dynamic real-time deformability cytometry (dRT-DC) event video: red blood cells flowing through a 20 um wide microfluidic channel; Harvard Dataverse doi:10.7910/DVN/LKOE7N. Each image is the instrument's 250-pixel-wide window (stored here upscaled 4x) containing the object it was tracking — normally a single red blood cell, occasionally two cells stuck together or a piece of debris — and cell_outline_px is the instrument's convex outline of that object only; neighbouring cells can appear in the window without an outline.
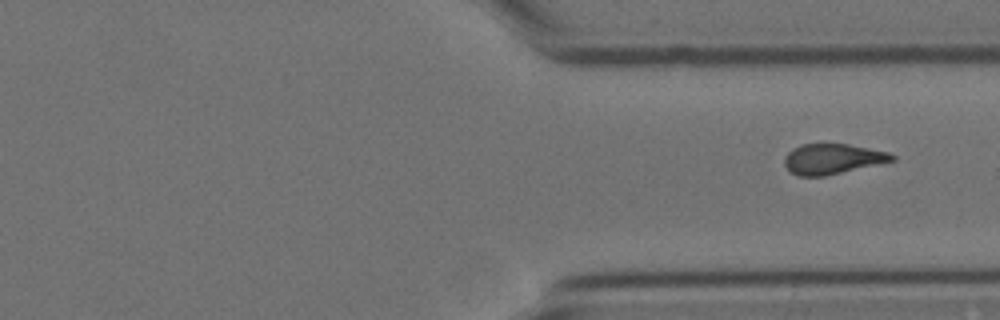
{"species": "Egyptian fruit bat (a non-hibernating species)", "species_latin": "Rousettus aegyptiacus", "temperature_condition": "cold", "stored_images_in_passage": 12, "segment_of_instrument_passage": [2, 2], "camera_frame_rate_fps": 3000, "um_per_image_px": 0.085, "animal": {"sex": "female"}, "frame": {"image": 1, "passage_image": 12, "time_ms": 3.667, "image_size_px": [1000, 320], "cell_outline_px": [[896, 160], [824, 176], [800, 176], [788, 172], [784, 164], [784, 156], [792, 148], [804, 144], [824, 140], [848, 144], [888, 152], [896, 156]], "centroid_in_image_um": [70.71, 13.47], "position_along_channel_um": 340.7, "area_um2": 19.59}}